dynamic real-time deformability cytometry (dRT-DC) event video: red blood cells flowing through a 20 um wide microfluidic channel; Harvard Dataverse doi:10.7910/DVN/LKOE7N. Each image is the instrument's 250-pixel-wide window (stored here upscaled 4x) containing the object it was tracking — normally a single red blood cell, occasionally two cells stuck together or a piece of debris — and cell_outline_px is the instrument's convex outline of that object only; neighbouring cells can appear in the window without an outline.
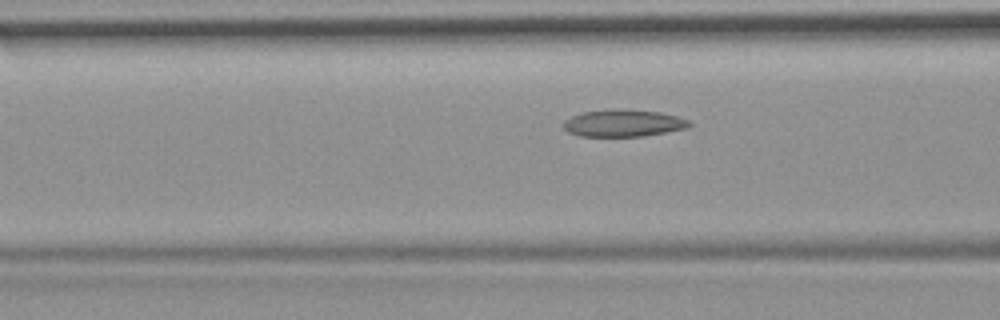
{"species": "common noctule bat (a hibernating species)", "species_latin": "Nyctalus noctula", "temperature_condition": "room temperature", "stored_images_in_passage": 12, "camera_frame_rate_fps": 3000, "um_per_image_px": 0.085, "animal": {"sex": "female", "body_mass_g": 19.9}, "frame": {"image": 1, "passage_image": 10, "time_ms": 3.0, "image_size_px": [1000, 320], "cell_outline_px": [[692, 124], [688, 128], [644, 136], [580, 136], [568, 132], [560, 124], [564, 120], [572, 116], [584, 112], [612, 108], [660, 112], [676, 116], [688, 120]], "centroid_in_image_um": [52.96, 10.46], "position_along_channel_um": 113.6, "area_um2": 19.94}}